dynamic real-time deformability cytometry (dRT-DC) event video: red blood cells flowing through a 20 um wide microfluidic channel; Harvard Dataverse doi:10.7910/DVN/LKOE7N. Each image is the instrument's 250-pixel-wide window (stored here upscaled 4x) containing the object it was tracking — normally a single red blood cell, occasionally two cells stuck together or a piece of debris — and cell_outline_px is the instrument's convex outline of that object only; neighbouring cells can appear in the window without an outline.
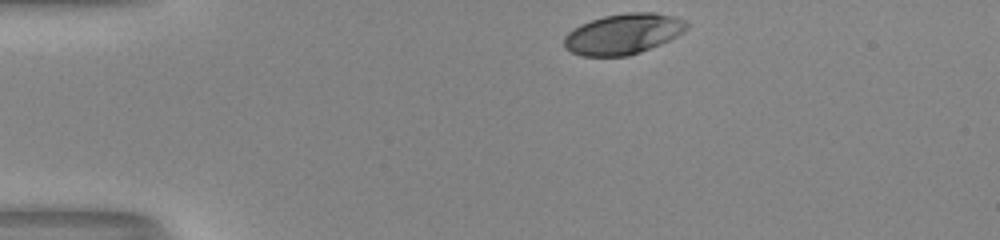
{"species": "human", "species_latin": "Homo sapiens", "temperature_condition": "room temperature", "stored_images_in_passage": 33, "camera_frame_rate_fps": 3000, "um_per_image_px": 0.085, "donor": {"sex": "male"}, "frame": {"image": 1, "passage_image": 1, "time_ms": 0.0, "image_size_px": [1000, 240], "cell_outline_px": [[688, 28], [684, 32], [660, 44], [640, 52], [628, 56], [580, 56], [564, 48], [564, 36], [572, 28], [580, 24], [604, 16], [628, 12], [656, 12], [676, 16], [688, 20]], "centroid_in_image_um": [52.99, 2.87], "position_along_channel_um": 32.0, "area_um2": 29.25}}
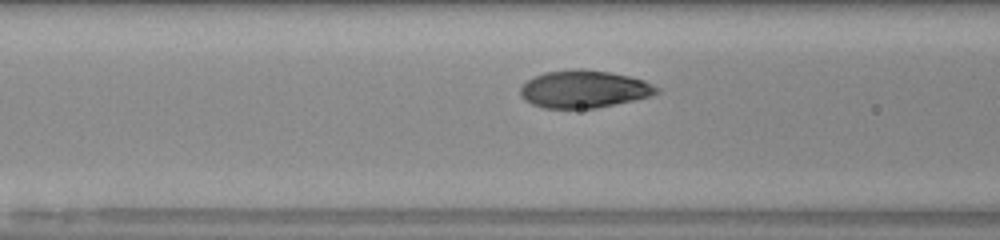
{"frame": {"image": 2, "passage_image": 12, "time_ms": 3.667, "image_size_px": [1000, 240], "cell_outline_px": [[660, 92], [652, 96], [596, 108], [544, 108], [532, 104], [524, 100], [520, 96], [520, 88], [532, 76], [544, 72], [576, 68], [580, 68], [608, 72], [628, 76], [644, 80], [660, 88]], "centroid_in_image_um": [49.63, 7.57], "position_along_channel_um": 117.0, "area_um2": 29.94}}
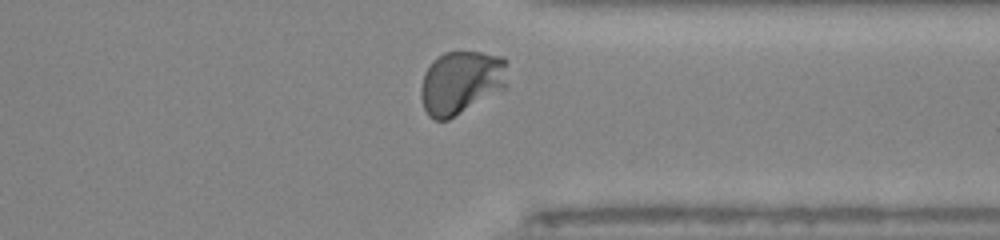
{"frame": {"image": 3, "passage_image": 31, "time_ms": 10.0, "image_size_px": [1000, 240], "cell_outline_px": [[508, 88], [448, 120], [436, 120], [428, 116], [424, 108], [420, 96], [420, 88], [424, 72], [444, 52], [480, 52], [504, 56], [508, 60]], "centroid_in_image_um": [39.26, 7.02], "position_along_channel_um": 372.1, "area_um2": 32.66}, "authors_computed_cell_mechanics": {"area_um2": 30.056, "velocity_mm_per_s": 4.055, "shape_relaxation_time_tau1_ms": 2.5916, "shape_relaxation_time_tau2_ms": null, "deformation_change_tau1": 0.175, "deformation_change_tau2": null}}